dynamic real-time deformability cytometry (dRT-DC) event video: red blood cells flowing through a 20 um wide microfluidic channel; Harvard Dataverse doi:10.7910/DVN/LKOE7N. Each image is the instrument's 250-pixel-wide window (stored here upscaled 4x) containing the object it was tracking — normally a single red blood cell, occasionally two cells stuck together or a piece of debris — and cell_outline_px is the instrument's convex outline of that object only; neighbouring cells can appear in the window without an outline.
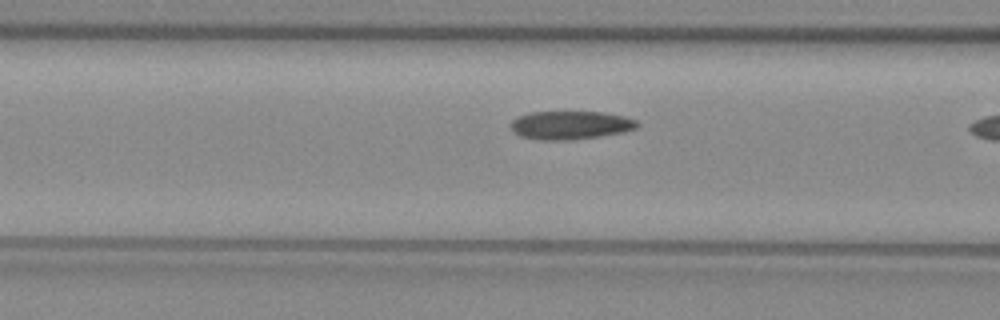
{"species": "common noctule bat (a hibernating species)", "species_latin": "Nyctalus noctula", "temperature_condition": "warm", "stored_images_in_passage": 8, "camera_frame_rate_fps": 3000, "um_per_image_px": 0.085, "animal": {"sex": "female", "body_mass_g": 29.2, "forearm_length_mm": 56.3}, "frame": {"image": 1, "passage_image": 7, "time_ms": 2.0, "image_size_px": [1000, 320], "cell_outline_px": [[640, 124], [636, 128], [624, 132], [568, 140], [540, 140], [520, 136], [512, 132], [508, 124], [516, 116], [528, 112], [604, 112], [624, 116], [636, 120]], "centroid_in_image_um": [48.42, 10.63], "position_along_channel_um": 118.2, "area_um2": 21.1}}